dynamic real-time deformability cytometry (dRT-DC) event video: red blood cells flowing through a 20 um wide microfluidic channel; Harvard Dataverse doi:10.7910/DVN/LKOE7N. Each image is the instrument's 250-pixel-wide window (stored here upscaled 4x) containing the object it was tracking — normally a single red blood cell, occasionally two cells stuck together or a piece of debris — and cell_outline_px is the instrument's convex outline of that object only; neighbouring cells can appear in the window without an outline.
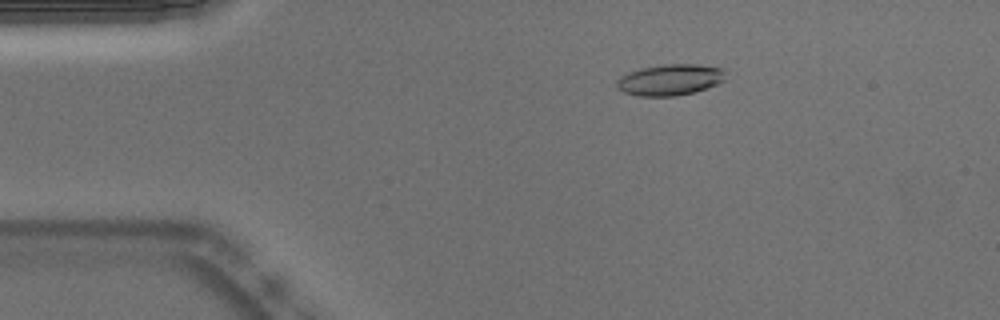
{"species": "Egyptian fruit bat (a non-hibernating species)", "species_latin": "Rousettus aegyptiacus", "temperature_condition": "warm", "stored_images_in_passage": 52, "camera_frame_rate_fps": 3000, "um_per_image_px": 0.085, "animal": {"sex": "male"}, "frame": {"image": 1, "passage_image": 9, "time_ms": 2.667, "image_size_px": [1000, 320], "cell_outline_px": [[724, 80], [716, 84], [696, 92], [676, 96], [636, 96], [624, 92], [616, 88], [616, 80], [620, 76], [628, 72], [640, 68], [664, 64], [696, 64], [724, 68]], "centroid_in_image_um": [56.91, 6.78], "position_along_channel_um": 28.1, "area_um2": 19.94}}
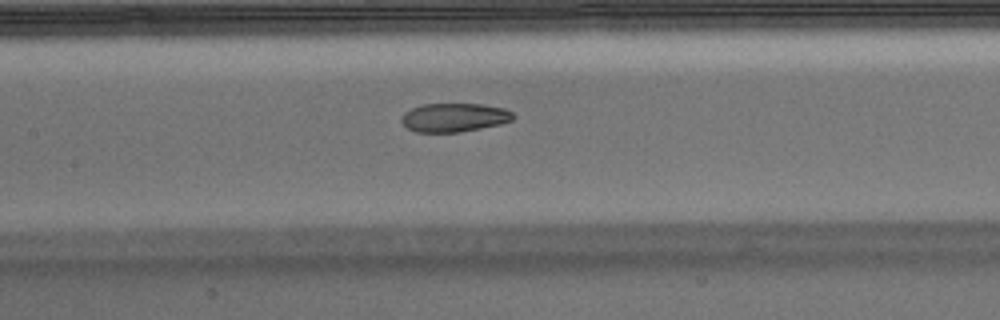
{"frame": {"image": 2, "passage_image": 24, "time_ms": 7.667, "image_size_px": [1000, 320], "cell_outline_px": [[516, 116], [512, 120], [500, 124], [460, 132], [416, 132], [408, 128], [400, 120], [404, 112], [412, 108], [424, 104], [480, 104], [504, 108], [512, 112]], "centroid_in_image_um": [38.61, 9.98], "position_along_channel_um": 168.8, "area_um2": 18.61}}
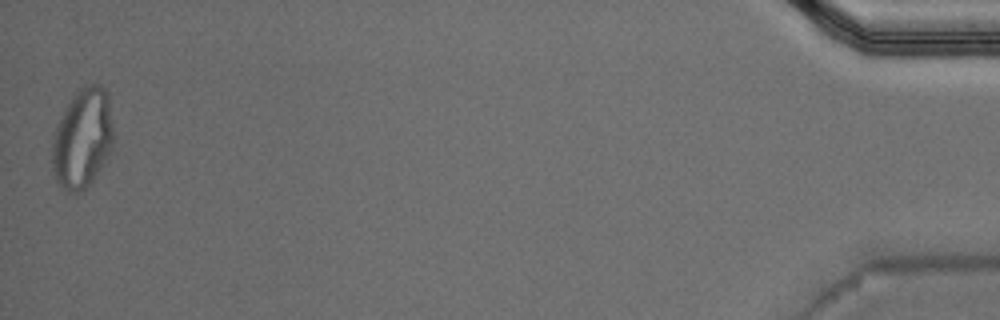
{"frame": {"image": 3, "passage_image": 52, "time_ms": 17.0, "image_size_px": [1000, 320], "cell_outline_px": [[112, 152], [108, 160], [92, 180], [76, 196], [68, 192], [56, 180], [52, 168], [52, 136], [72, 96], [76, 92], [88, 84], [100, 84], [108, 92], [112, 128]], "centroid_in_image_um": [7.02, 11.8], "position_along_channel_um": 428.2, "area_um2": 35.6}, "authors_computed_cell_mechanics": {"area_um2": 19.7387, "velocity_mm_per_s": 3.8208, "shape_relaxation_time_tau1_ms": null, "shape_relaxation_time_tau2_ms": 1.7035, "deformation_change_tau1": null, "deformation_change_tau2": 0.0715}}